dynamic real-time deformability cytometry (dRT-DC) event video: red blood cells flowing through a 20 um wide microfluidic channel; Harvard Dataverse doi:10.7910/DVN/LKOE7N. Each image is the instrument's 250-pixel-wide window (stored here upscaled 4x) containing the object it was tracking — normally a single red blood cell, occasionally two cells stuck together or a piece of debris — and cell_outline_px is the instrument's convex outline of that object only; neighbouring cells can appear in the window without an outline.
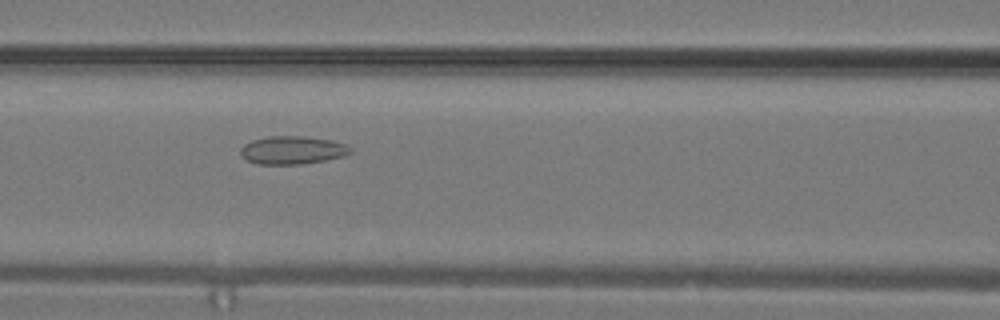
{"species": "common noctule bat (a hibernating species)", "species_latin": "Nyctalus noctula", "temperature_condition": "warm", "stored_images_in_passage": 20, "camera_frame_rate_fps": 3000, "um_per_image_px": 0.085, "animal": {"sex": "male", "body_mass_g": 19.2, "forearm_length_mm": 51.8}, "frame": {"image": 1, "passage_image": 4, "time_ms": 1.0, "image_size_px": [1000, 320], "cell_outline_px": [[352, 152], [340, 156], [324, 160], [300, 164], [256, 164], [248, 160], [240, 152], [240, 148], [244, 144], [252, 140], [268, 136], [300, 136], [332, 140], [344, 144], [352, 148]], "centroid_in_image_um": [24.83, 12.75], "position_along_channel_um": 141.8, "area_um2": 17.74}}
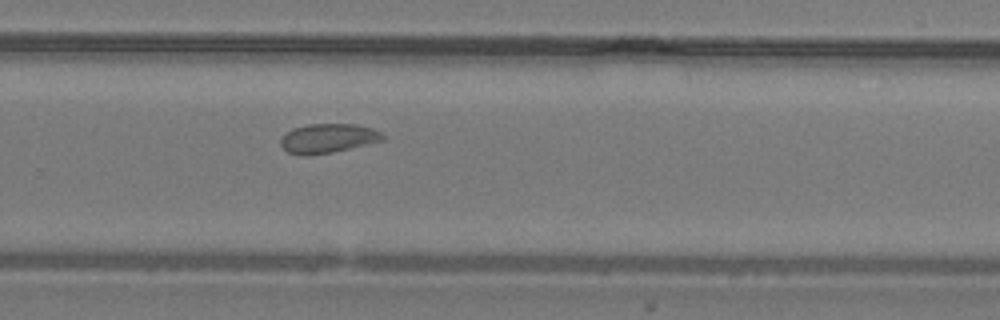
{"frame": {"image": 2, "passage_image": 11, "time_ms": 3.333, "image_size_px": [1000, 320], "cell_outline_px": [[388, 136], [384, 140], [368, 144], [332, 152], [308, 156], [300, 156], [288, 152], [280, 144], [280, 140], [292, 128], [308, 124], [356, 124], [372, 128]], "centroid_in_image_um": [27.9, 11.76], "position_along_channel_um": 301.9, "area_um2": 17.51}}
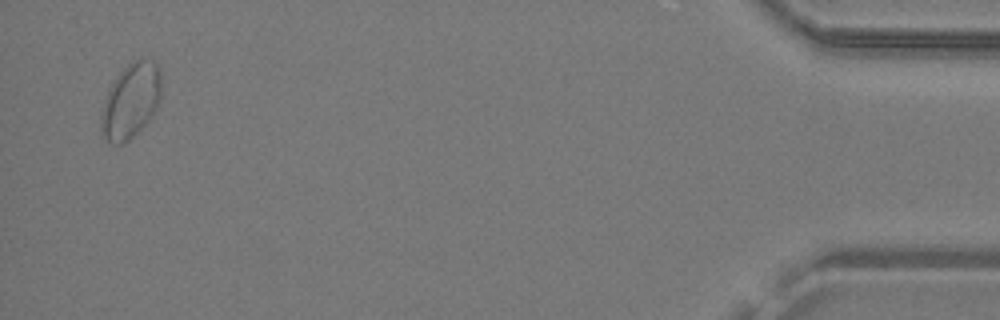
{"frame": {"image": 3, "passage_image": 20, "time_ms": 6.333, "image_size_px": [1000, 320], "cell_outline_px": [[160, 100], [152, 116], [128, 140], [120, 144], [112, 144], [104, 140], [100, 132], [100, 116], [104, 100], [108, 88], [116, 76], [128, 64], [136, 60], [156, 60], [160, 68]], "centroid_in_image_um": [11.08, 8.58], "position_along_channel_um": 424.1, "area_um2": 26.36}}